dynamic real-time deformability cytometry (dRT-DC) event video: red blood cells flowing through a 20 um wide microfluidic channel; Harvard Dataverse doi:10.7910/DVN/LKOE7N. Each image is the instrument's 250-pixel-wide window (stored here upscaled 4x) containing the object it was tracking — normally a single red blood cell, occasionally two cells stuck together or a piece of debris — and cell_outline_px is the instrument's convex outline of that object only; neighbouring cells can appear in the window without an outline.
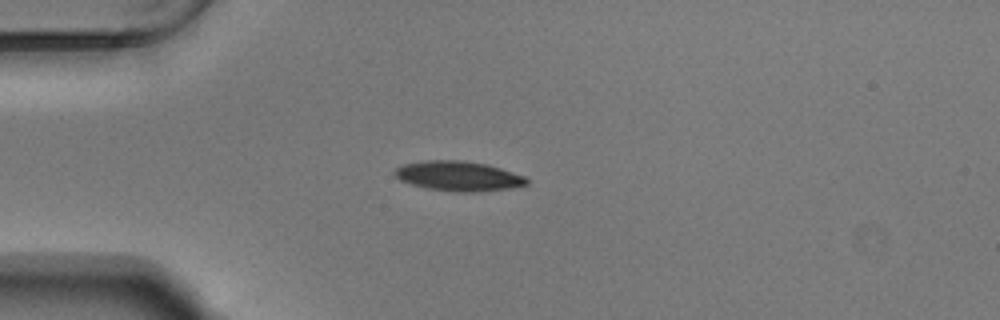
{"species": "Egyptian fruit bat (a non-hibernating species)", "species_latin": "Rousettus aegyptiacus", "temperature_condition": "warm", "stored_images_in_passage": 41, "camera_frame_rate_fps": 3000, "um_per_image_px": 0.085, "animal": {"sex": "male"}, "frame": {"image": 1, "passage_image": 1, "time_ms": 0.0, "image_size_px": [1000, 320], "cell_outline_px": [[528, 184], [512, 188], [476, 192], [456, 192], [424, 188], [400, 180], [392, 172], [396, 168], [404, 164], [424, 160], [460, 160], [484, 164], [500, 168], [524, 176], [528, 180]], "centroid_in_image_um": [38.94, 14.97], "position_along_channel_um": 46.1, "area_um2": 22.89}}
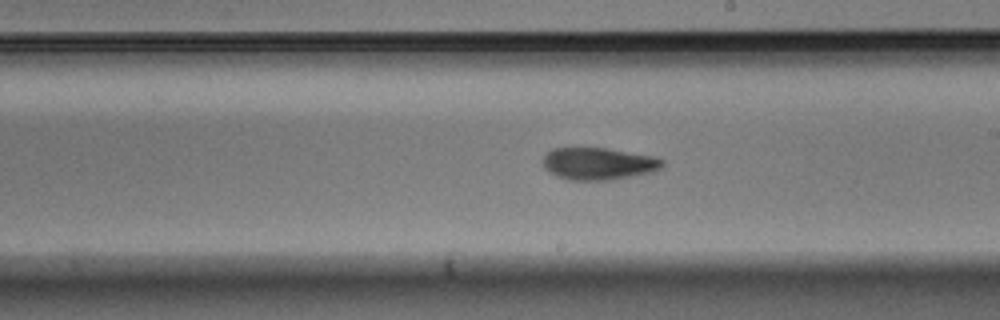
{"frame": {"image": 2, "passage_image": 18, "time_ms": 5.667, "image_size_px": [1000, 320], "cell_outline_px": [[664, 164], [660, 168], [652, 172], [612, 180], [568, 180], [556, 176], [544, 168], [540, 160], [552, 148], [604, 148], [656, 156], [664, 160]], "centroid_in_image_um": [50.85, 13.91], "position_along_channel_um": 238.1, "area_um2": 22.6}}
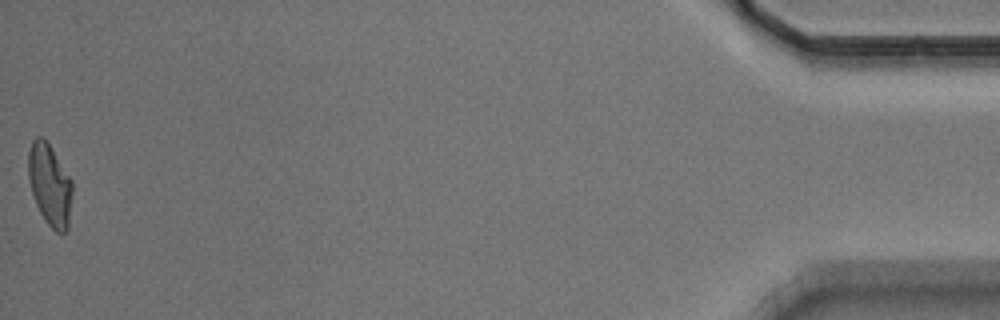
{"frame": {"image": 3, "passage_image": 41, "time_ms": 13.333, "image_size_px": [1000, 320], "cell_outline_px": [[72, 192], [68, 228], [64, 232], [56, 232], [44, 220], [36, 204], [28, 180], [28, 152], [32, 140], [36, 136], [40, 136], [48, 140], [72, 180]], "centroid_in_image_um": [4.22, 15.66], "position_along_channel_um": 431.0, "area_um2": 21.21}, "authors_computed_cell_mechanics": {"area_um2": 22.253, "velocity_mm_per_s": 3.7397, "shape_relaxation_time_tau1_ms": 6.299, "shape_relaxation_time_tau2_ms": 4.1372, "deformation_change_tau1": 0.1766, "deformation_change_tau2": 0.1153}}